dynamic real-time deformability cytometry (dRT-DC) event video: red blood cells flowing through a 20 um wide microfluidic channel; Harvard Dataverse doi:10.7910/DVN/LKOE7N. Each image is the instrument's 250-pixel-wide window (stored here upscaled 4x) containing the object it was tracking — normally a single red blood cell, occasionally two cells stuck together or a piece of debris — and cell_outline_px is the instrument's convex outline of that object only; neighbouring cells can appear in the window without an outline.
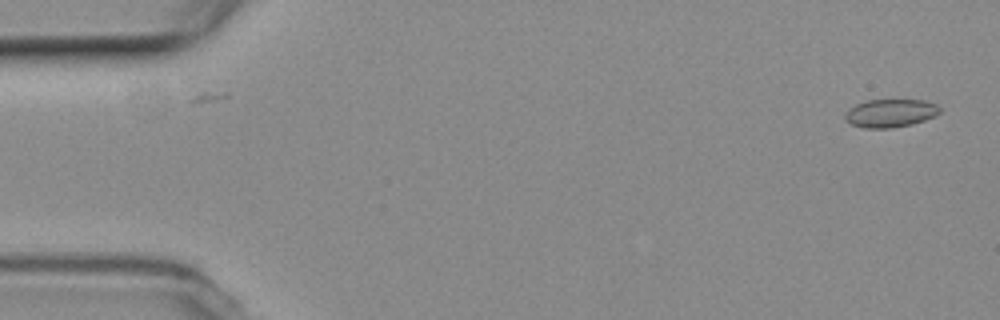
{"species": "common noctule bat (a hibernating species)", "species_latin": "Nyctalus noctula", "temperature_condition": "room temperature", "stored_images_in_passage": 5, "camera_frame_rate_fps": 3000, "um_per_image_px": 0.085, "animal": {"sex": "female", "body_mass_g": 19.3, "forearm_length_mm": 54.1}, "frame": {"image": 1, "passage_image": 1, "time_ms": 0.0, "image_size_px": [1000, 320], "cell_outline_px": [[940, 112], [936, 116], [912, 124], [892, 128], [864, 128], [852, 124], [844, 120], [844, 116], [856, 104], [868, 100], [924, 100], [936, 104], [940, 108]], "centroid_in_image_um": [75.71, 9.62], "position_along_channel_um": 9.3, "area_um2": 15.43}}
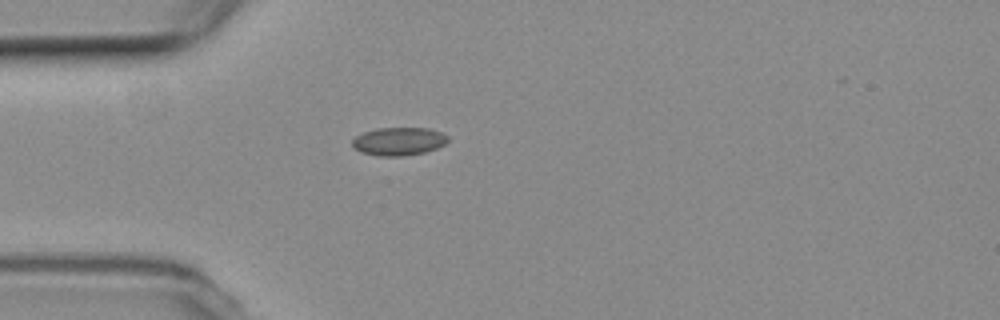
{"frame": {"image": 2, "passage_image": 5, "time_ms": 4.667, "image_size_px": [1000, 320], "cell_outline_px": [[448, 140], [444, 144], [436, 148], [424, 152], [400, 156], [376, 156], [360, 152], [352, 148], [352, 140], [356, 136], [364, 132], [376, 128], [428, 128], [440, 132], [448, 136]], "centroid_in_image_um": [33.84, 12.01], "position_along_channel_um": 51.2, "area_um2": 15.66}}